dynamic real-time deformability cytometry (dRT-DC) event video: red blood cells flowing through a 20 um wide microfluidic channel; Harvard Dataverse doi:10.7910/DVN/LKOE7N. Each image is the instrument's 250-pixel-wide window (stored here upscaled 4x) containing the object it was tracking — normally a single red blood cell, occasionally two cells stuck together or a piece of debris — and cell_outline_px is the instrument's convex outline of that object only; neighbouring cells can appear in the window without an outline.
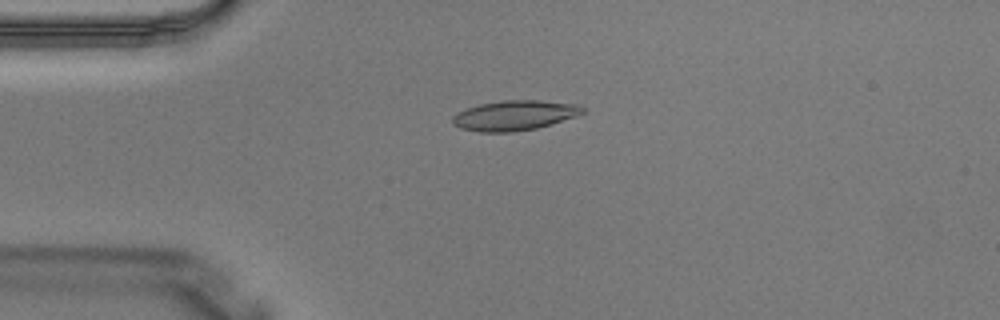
{"species": "Egyptian fruit bat (a non-hibernating species)", "species_latin": "Rousettus aegyptiacus", "temperature_condition": "warm", "stored_images_in_passage": 3, "camera_frame_rate_fps": 3000, "um_per_image_px": 0.085, "animal": {"sex": "male"}, "frame": {"image": 1, "passage_image": 2, "time_ms": 0.333, "image_size_px": [1000, 320], "cell_outline_px": [[584, 112], [576, 116], [552, 124], [536, 128], [512, 132], [480, 132], [460, 128], [452, 124], [452, 116], [456, 112], [480, 104], [504, 100], [536, 100], [580, 104], [584, 108]], "centroid_in_image_um": [43.73, 9.81], "position_along_channel_um": 41.3, "area_um2": 22.77}}